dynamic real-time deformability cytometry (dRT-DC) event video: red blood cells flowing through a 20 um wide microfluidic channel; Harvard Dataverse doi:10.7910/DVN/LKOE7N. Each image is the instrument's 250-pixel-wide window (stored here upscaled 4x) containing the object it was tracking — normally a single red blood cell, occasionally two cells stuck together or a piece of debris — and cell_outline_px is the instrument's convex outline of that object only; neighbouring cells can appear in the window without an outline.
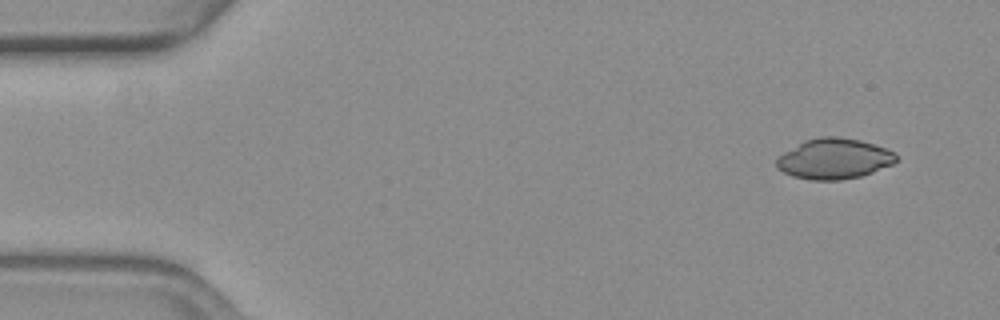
{"species": "common noctule bat (a hibernating species)", "species_latin": "Nyctalus noctula", "temperature_condition": "warm", "stored_images_in_passage": 17, "camera_frame_rate_fps": 3000, "um_per_image_px": 0.085, "animal": {"sex": "female", "body_mass_g": 19.3, "forearm_length_mm": 54.1}, "frame": {"image": 1, "passage_image": 3, "time_ms": 0.667, "image_size_px": [1000, 320], "cell_outline_px": [[896, 160], [892, 164], [872, 172], [860, 176], [840, 180], [812, 180], [792, 176], [776, 168], [776, 160], [784, 152], [804, 140], [820, 136], [836, 136], [860, 140], [896, 152]], "centroid_in_image_um": [70.87, 13.49], "position_along_channel_um": 14.1, "area_um2": 28.09}}